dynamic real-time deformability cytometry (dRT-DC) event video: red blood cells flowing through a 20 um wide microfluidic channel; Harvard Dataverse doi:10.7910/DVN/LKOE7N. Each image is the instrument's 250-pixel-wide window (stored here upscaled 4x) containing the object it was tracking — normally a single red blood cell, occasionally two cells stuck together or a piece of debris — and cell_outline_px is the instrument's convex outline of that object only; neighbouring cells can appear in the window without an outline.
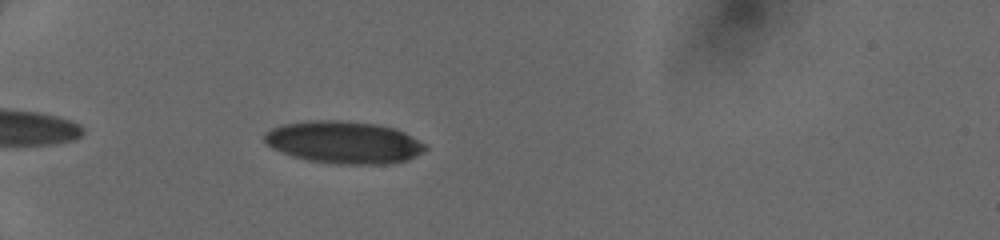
{"species": "human", "species_latin": "Homo sapiens", "temperature_condition": "cold", "stored_images_in_passage": 37, "camera_frame_rate_fps": 3000, "um_per_image_px": 0.085, "donor": {"sex": "female"}, "frame": {"image": 1, "passage_image": 4, "time_ms": 1.0, "image_size_px": [1000, 240], "cell_outline_px": [[428, 148], [416, 156], [408, 160], [384, 164], [336, 164], [308, 160], [292, 156], [272, 148], [264, 140], [264, 132], [280, 124], [304, 120], [340, 120], [376, 124], [396, 128], [428, 144]], "centroid_in_image_um": [29.23, 12.09], "position_along_channel_um": 55.8, "area_um2": 40.06}}
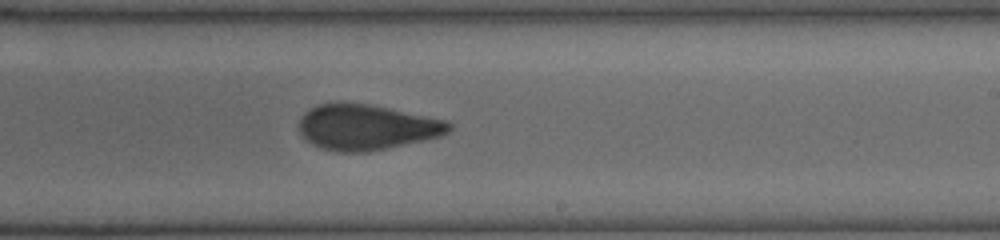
{"frame": {"image": 2, "passage_image": 20, "time_ms": 6.333, "image_size_px": [1000, 240], "cell_outline_px": [[452, 128], [444, 136], [368, 152], [336, 152], [320, 148], [312, 144], [300, 132], [300, 116], [304, 112], [320, 104], [368, 104], [448, 120], [452, 124]], "centroid_in_image_um": [31.21, 10.83], "position_along_channel_um": 257.8, "area_um2": 39.48}}
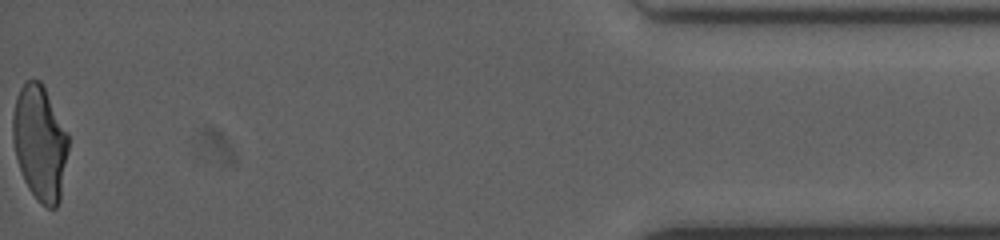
{"frame": {"image": 3, "passage_image": 37, "time_ms": 12.0, "image_size_px": [1000, 240], "cell_outline_px": [[68, 152], [60, 200], [56, 208], [48, 208], [36, 200], [28, 188], [24, 180], [16, 156], [12, 140], [12, 116], [16, 96], [20, 88], [28, 80], [40, 80], [44, 84], [68, 132]], "centroid_in_image_um": [3.39, 12.13], "position_along_channel_um": 431.8, "area_um2": 37.69}}